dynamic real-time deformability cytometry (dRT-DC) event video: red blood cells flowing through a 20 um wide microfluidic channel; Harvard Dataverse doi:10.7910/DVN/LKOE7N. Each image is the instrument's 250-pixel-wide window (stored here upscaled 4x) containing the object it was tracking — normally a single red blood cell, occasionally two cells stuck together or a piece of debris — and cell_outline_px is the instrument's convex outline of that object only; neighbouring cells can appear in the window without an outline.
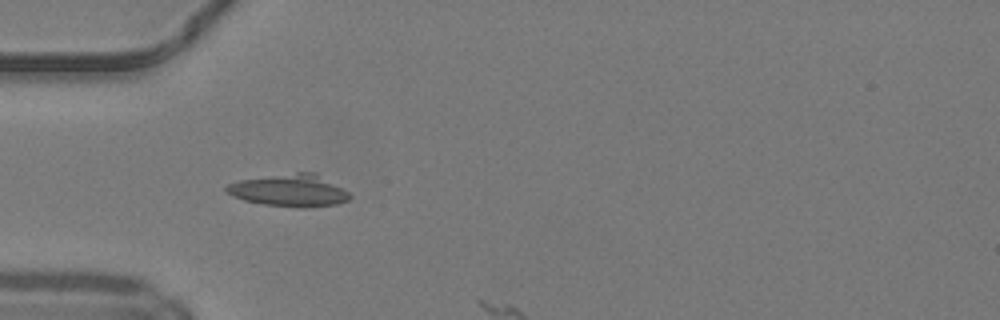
{"species": "common noctule bat (a hibernating species)", "species_latin": "Nyctalus noctula", "temperature_condition": "warm", "stored_images_in_passage": 2, "camera_frame_rate_fps": 3000, "um_per_image_px": 0.085, "animal": {"sex": "male", "body_mass_g": 19.2, "forearm_length_mm": 51.8}, "frame": {"image": 1, "passage_image": 1, "time_ms": 0.0, "image_size_px": [1000, 320], "cell_outline_px": [[352, 196], [348, 200], [336, 204], [304, 208], [264, 204], [244, 200], [232, 196], [224, 188], [228, 184], [240, 180], [296, 172], [316, 172], [348, 192]], "centroid_in_image_um": [24.62, 16.18], "position_along_channel_um": 60.4, "area_um2": 22.95}}